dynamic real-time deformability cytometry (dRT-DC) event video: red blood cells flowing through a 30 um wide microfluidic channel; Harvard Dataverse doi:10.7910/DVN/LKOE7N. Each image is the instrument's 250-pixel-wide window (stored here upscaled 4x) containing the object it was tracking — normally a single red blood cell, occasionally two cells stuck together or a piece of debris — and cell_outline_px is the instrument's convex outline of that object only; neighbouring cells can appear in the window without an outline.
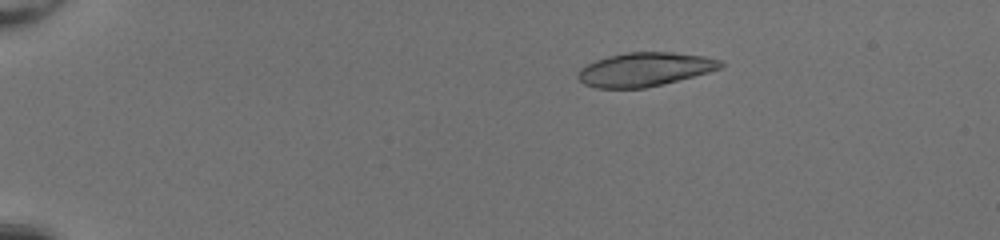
{"species": "common noctule bat (a hibernating species)", "species_latin": "Nyctalus noctula", "temperature_condition": "room temperature", "stored_images_in_passage": 52, "camera_frame_rate_fps": 3000, "um_per_image_px": 0.085, "animal": {"sex": "female", "body_mass_g": 20.0, "forearm_length_mm": 54.0}, "frame": {"image": 1, "passage_image": 11, "time_ms": 3.333, "image_size_px": [1000, 240], "cell_outline_px": [[724, 64], [720, 68], [708, 72], [664, 84], [644, 88], [596, 88], [584, 84], [576, 76], [576, 72], [580, 68], [596, 60], [608, 56], [628, 52], [672, 52], [704, 56], [720, 60]], "centroid_in_image_um": [54.77, 5.9], "position_along_channel_um": 30.2, "area_um2": 28.03}}
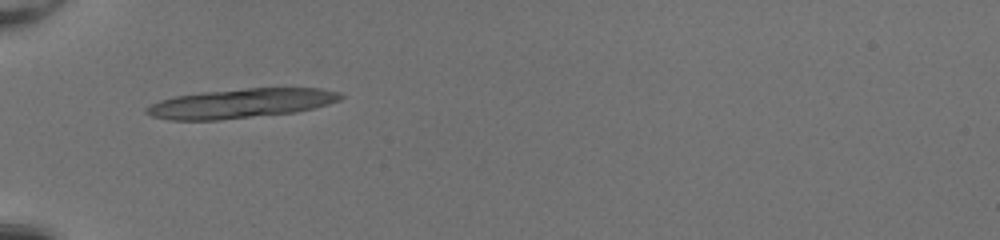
{"frame": {"image": 2, "passage_image": 20, "time_ms": 6.333, "image_size_px": [1000, 240], "cell_outline_px": [[344, 96], [340, 100], [328, 104], [296, 112], [220, 120], [172, 120], [152, 116], [144, 112], [144, 108], [148, 104], [160, 100], [176, 96], [200, 92], [248, 88], [320, 88], [340, 92]], "centroid_in_image_um": [20.45, 8.78], "position_along_channel_um": 64.5, "area_um2": 33.35}}
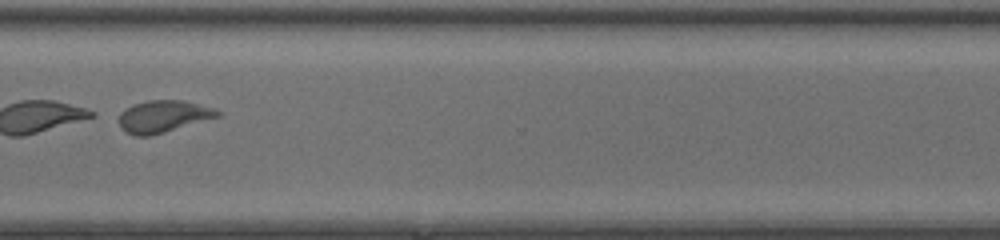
{"frame": {"image": 3, "passage_image": 42, "time_ms": 13.667, "image_size_px": [1000, 240], "cell_outline_px": [[220, 116], [152, 136], [136, 136], [120, 128], [116, 120], [120, 112], [132, 104], [148, 100], [184, 100], [216, 108], [220, 112]], "centroid_in_image_um": [13.84, 9.89], "position_along_channel_um": 356.8, "area_um2": 18.73}, "authors_computed_cell_mechanics": {"area_um2": 28.2353, "velocity_mm_per_s": 4.164, "shape_relaxation_time_tau1_ms": 1.8395, "shape_relaxation_time_tau2_ms": 2.1615, "deformation_change_tau1": 0.2971, "deformation_change_tau2": 0.0758}}